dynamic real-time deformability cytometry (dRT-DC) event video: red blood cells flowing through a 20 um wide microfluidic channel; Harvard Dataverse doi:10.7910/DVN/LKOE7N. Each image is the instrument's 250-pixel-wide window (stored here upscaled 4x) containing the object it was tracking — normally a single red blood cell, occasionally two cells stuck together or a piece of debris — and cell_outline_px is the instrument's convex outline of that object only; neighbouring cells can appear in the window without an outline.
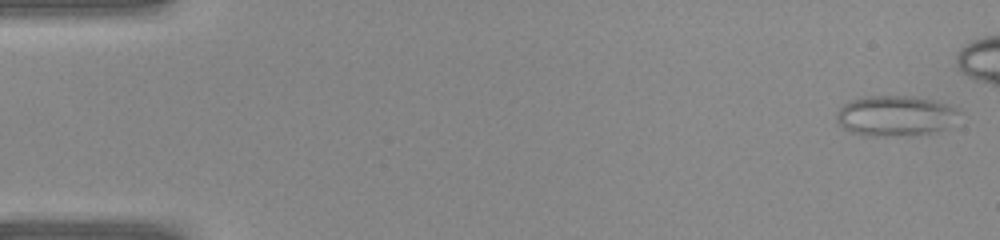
{"species": "common noctule bat (a hibernating species)", "species_latin": "Nyctalus noctula", "temperature_condition": "warm", "stored_images_in_passage": 36, "camera_frame_rate_fps": 3000, "um_per_image_px": 0.085, "animal": {"sex": "female", "body_mass_g": 22.0, "forearm_length_mm": 56.7}, "frame": {"image": 1, "passage_image": 1, "time_ms": 0.0, "image_size_px": [1000, 240], "cell_outline_px": [[960, 112], [944, 128], [928, 132], [900, 136], [860, 136], [844, 128], [836, 120], [836, 112], [844, 104], [852, 100], [868, 96], [912, 96], [932, 100], [948, 104], [956, 108]], "centroid_in_image_um": [76.03, 9.84], "position_along_channel_um": 9.0, "area_um2": 28.5}}
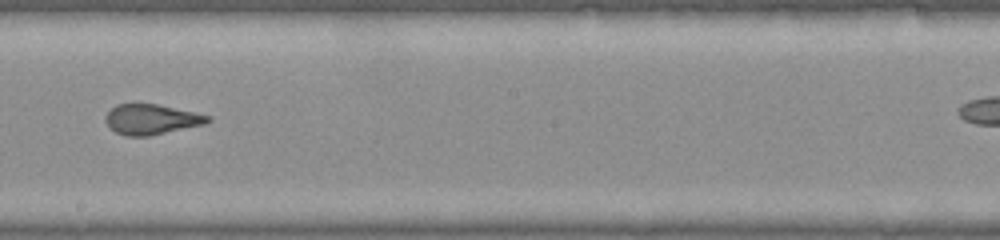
{"frame": {"image": 2, "passage_image": 23, "time_ms": 7.333, "image_size_px": [1000, 240], "cell_outline_px": [[212, 120], [204, 124], [148, 136], [128, 136], [116, 132], [104, 120], [104, 116], [116, 104], [156, 104], [212, 116]], "centroid_in_image_um": [12.87, 10.14], "position_along_channel_um": 235.3, "area_um2": 17.74}}
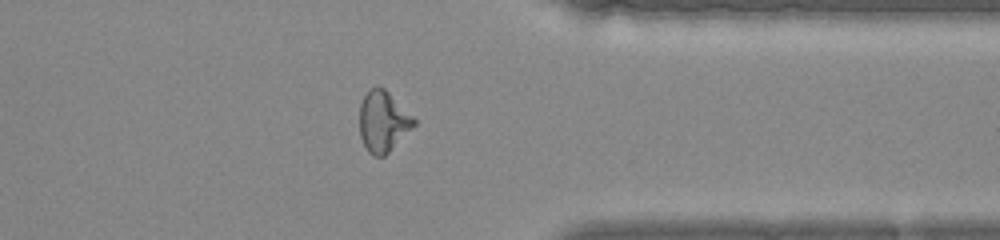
{"frame": {"image": 3, "passage_image": 32, "time_ms": 10.333, "image_size_px": [1000, 240], "cell_outline_px": [[416, 124], [384, 156], [372, 156], [368, 152], [360, 136], [360, 104], [368, 88], [384, 88], [416, 120]], "centroid_in_image_um": [32.54, 10.34], "position_along_channel_um": 378.9, "area_um2": 18.9}}